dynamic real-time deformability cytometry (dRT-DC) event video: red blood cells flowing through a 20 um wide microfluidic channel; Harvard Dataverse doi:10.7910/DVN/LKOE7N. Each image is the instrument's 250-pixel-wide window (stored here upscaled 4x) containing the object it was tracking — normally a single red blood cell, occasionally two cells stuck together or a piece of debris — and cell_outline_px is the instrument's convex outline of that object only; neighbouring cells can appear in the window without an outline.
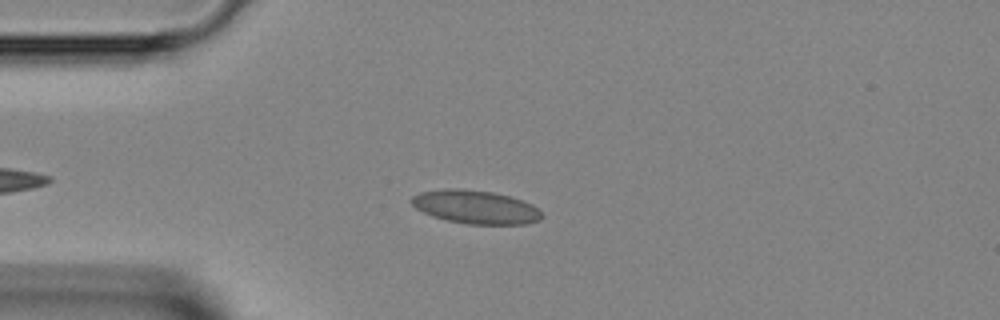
{"species": "Egyptian fruit bat (a non-hibernating species)", "species_latin": "Rousettus aegyptiacus", "temperature_condition": "room temperature", "stored_images_in_passage": 32, "camera_frame_rate_fps": 3000, "um_per_image_px": 0.085, "animal": {"sex": "female"}, "frame": {"image": 1, "passage_image": 6, "time_ms": 1.667, "image_size_px": [1000, 320], "cell_outline_px": [[540, 220], [524, 224], [468, 224], [448, 220], [432, 216], [416, 208], [408, 200], [412, 196], [420, 192], [444, 188], [460, 188], [492, 192], [512, 196], [532, 204], [540, 212]], "centroid_in_image_um": [40.38, 17.58], "position_along_channel_um": 44.6, "area_um2": 25.37}}
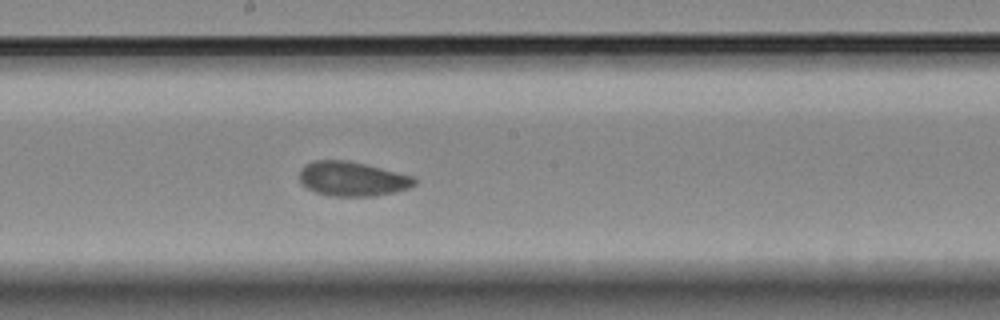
{"frame": {"image": 2, "passage_image": 19, "time_ms": 6.0, "image_size_px": [1000, 320], "cell_outline_px": [[416, 184], [408, 188], [396, 192], [372, 196], [328, 196], [316, 192], [308, 188], [300, 180], [300, 168], [304, 164], [312, 160], [348, 160], [412, 176], [416, 180]], "centroid_in_image_um": [29.92, 15.2], "position_along_channel_um": 218.3, "area_um2": 23.0}}
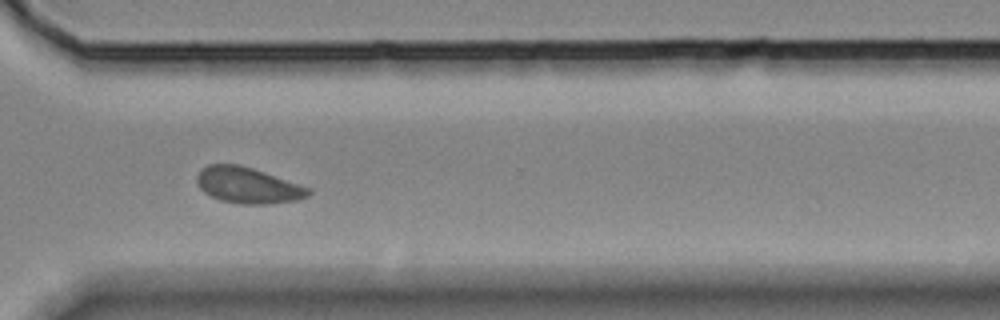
{"frame": {"image": 3, "passage_image": 28, "time_ms": 9.0, "image_size_px": [1000, 320], "cell_outline_px": [[312, 192], [308, 196], [296, 200], [268, 204], [244, 204], [220, 200], [204, 192], [200, 188], [196, 180], [196, 176], [200, 168], [208, 164], [240, 164], [312, 188]], "centroid_in_image_um": [21.06, 15.74], "position_along_channel_um": 349.5, "area_um2": 23.47}}